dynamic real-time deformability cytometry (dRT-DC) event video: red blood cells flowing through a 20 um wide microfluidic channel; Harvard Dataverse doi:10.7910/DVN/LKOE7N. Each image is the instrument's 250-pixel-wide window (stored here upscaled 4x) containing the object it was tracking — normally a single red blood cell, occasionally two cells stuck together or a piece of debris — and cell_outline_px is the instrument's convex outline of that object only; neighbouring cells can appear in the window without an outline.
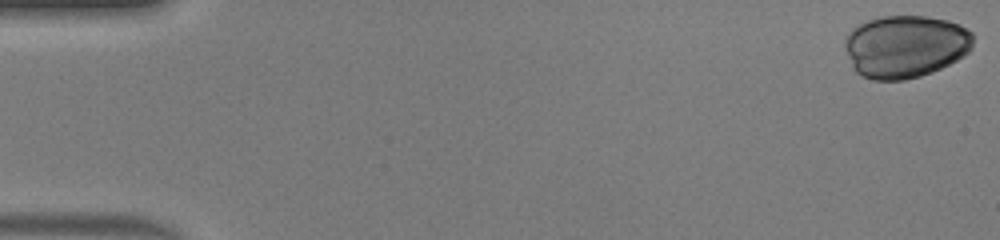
{"species": "human", "species_latin": "Homo sapiens", "temperature_condition": "warm", "stored_images_in_passage": 41, "camera_frame_rate_fps": 3000, "um_per_image_px": 0.085, "donor": {"sex": "male"}, "frame": {"image": 1, "passage_image": 1, "time_ms": 0.0, "image_size_px": [1000, 240], "cell_outline_px": [[972, 48], [964, 56], [932, 72], [920, 76], [904, 80], [872, 80], [856, 72], [852, 68], [844, 48], [844, 44], [848, 32], [852, 28], [868, 20], [880, 16], [928, 16], [948, 20], [960, 24], [972, 32]], "centroid_in_image_um": [76.94, 3.94], "position_along_channel_um": 8.1, "area_um2": 47.11}}
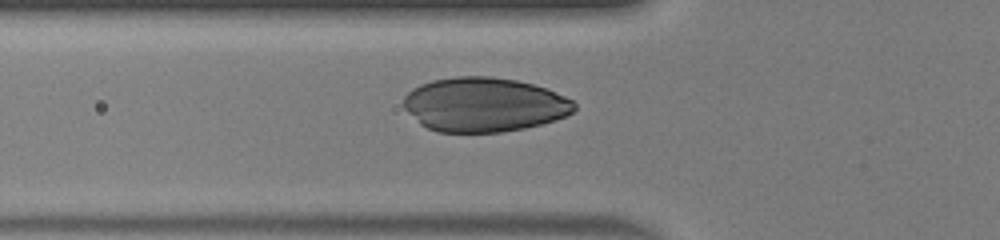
{"frame": {"image": 2, "passage_image": 18, "time_ms": 5.667, "image_size_px": [1000, 240], "cell_outline_px": [[576, 108], [572, 112], [556, 120], [524, 128], [500, 132], [436, 132], [420, 124], [404, 108], [404, 96], [412, 88], [420, 84], [432, 80], [456, 76], [488, 76], [516, 80], [532, 84], [544, 88], [564, 96], [572, 100], [576, 104]], "centroid_in_image_um": [41.12, 8.89], "position_along_channel_um": 84.7, "area_um2": 53.93}}
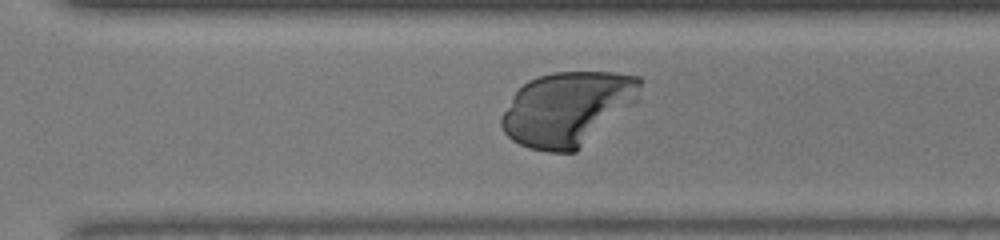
{"frame": {"image": 3, "passage_image": 35, "time_ms": 11.333, "image_size_px": [1000, 240], "cell_outline_px": [[644, 80], [636, 104], [576, 152], [548, 152], [528, 148], [512, 140], [504, 132], [500, 124], [500, 116], [512, 96], [528, 80], [552, 72], [612, 72], [640, 76]], "centroid_in_image_um": [48.28, 9.23], "position_along_channel_um": 322.3, "area_um2": 60.46}}